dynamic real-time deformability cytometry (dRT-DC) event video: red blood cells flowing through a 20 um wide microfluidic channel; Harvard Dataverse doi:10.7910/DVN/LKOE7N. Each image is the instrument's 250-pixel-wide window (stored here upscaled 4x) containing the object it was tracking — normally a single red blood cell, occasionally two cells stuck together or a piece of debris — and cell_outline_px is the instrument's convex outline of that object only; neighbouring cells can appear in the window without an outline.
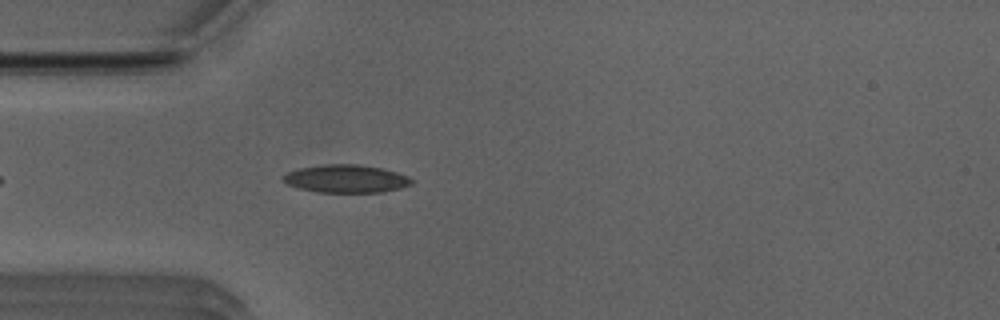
{"species": "Egyptian fruit bat (a non-hibernating species)", "species_latin": "Rousettus aegyptiacus", "temperature_condition": "room temperature", "stored_images_in_passage": 27, "camera_frame_rate_fps": 3000, "um_per_image_px": 0.085, "animal": {"sex": "male"}, "frame": {"image": 1, "passage_image": 5, "time_ms": 1.333, "image_size_px": [1000, 320], "cell_outline_px": [[412, 184], [400, 188], [384, 192], [316, 192], [300, 188], [288, 184], [280, 176], [288, 172], [300, 168], [324, 164], [360, 164], [380, 168], [396, 172], [408, 176], [412, 180]], "centroid_in_image_um": [29.42, 15.19], "position_along_channel_um": 55.6, "area_um2": 20.81}}
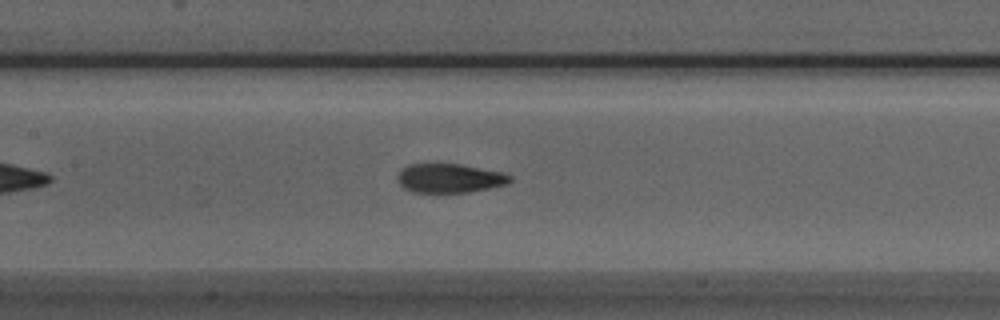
{"frame": {"image": 2, "passage_image": 14, "time_ms": 4.333, "image_size_px": [1000, 320], "cell_outline_px": [[512, 180], [508, 184], [468, 192], [432, 196], [412, 192], [404, 188], [400, 184], [396, 176], [400, 168], [408, 164], [460, 164], [504, 172], [512, 176]], "centroid_in_image_um": [38.16, 15.19], "position_along_channel_um": 169.2, "area_um2": 20.0}}
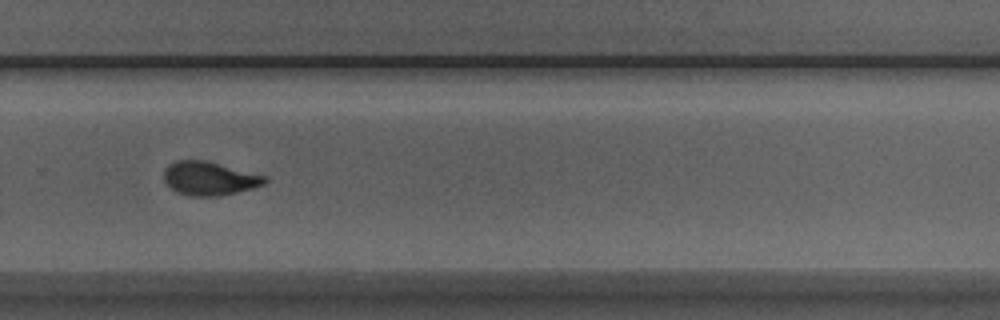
{"frame": {"image": 3, "passage_image": 25, "time_ms": 8.0, "image_size_px": [1000, 320], "cell_outline_px": [[268, 180], [264, 184], [252, 188], [220, 196], [192, 196], [176, 192], [164, 180], [164, 168], [168, 164], [176, 160], [208, 160], [268, 176]], "centroid_in_image_um": [17.81, 15.15], "position_along_channel_um": 312.0, "area_um2": 20.0}}